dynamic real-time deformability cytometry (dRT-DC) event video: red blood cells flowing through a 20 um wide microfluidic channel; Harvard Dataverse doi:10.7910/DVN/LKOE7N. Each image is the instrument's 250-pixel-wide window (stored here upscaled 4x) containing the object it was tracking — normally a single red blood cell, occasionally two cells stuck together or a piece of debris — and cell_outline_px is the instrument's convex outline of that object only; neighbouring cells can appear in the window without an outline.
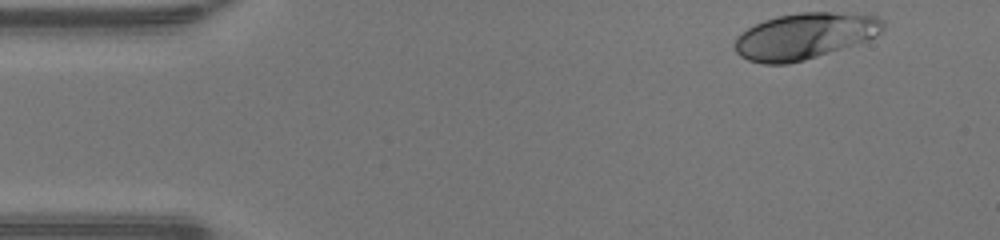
{"species": "human", "species_latin": "Homo sapiens", "temperature_condition": "warm", "stored_images_in_passage": 33, "camera_frame_rate_fps": 3000, "um_per_image_px": 0.085, "donor": {"sex": "male"}, "frame": {"image": 1, "passage_image": 1, "time_ms": 0.0, "image_size_px": [1000, 240], "cell_outline_px": [[884, 28], [880, 32], [864, 40], [804, 60], [788, 64], [764, 64], [748, 60], [740, 56], [736, 52], [736, 36], [740, 32], [764, 20], [776, 16], [800, 12], [832, 12], [876, 16], [884, 20]], "centroid_in_image_um": [68.33, 3.05], "position_along_channel_um": 16.7, "area_um2": 39.3}}
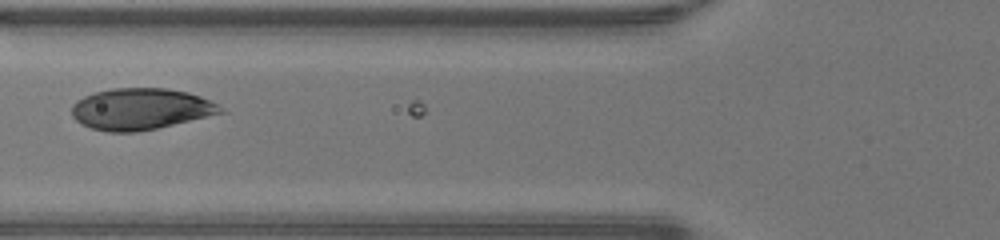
{"frame": {"image": 2, "passage_image": 15, "time_ms": 4.667, "image_size_px": [1000, 240], "cell_outline_px": [[224, 112], [156, 128], [136, 132], [108, 132], [92, 128], [80, 124], [72, 116], [72, 104], [76, 100], [84, 96], [96, 92], [112, 88], [164, 88], [188, 92], [200, 96], [224, 108]], "centroid_in_image_um": [11.91, 9.26], "position_along_channel_um": 113.9, "area_um2": 35.66}}
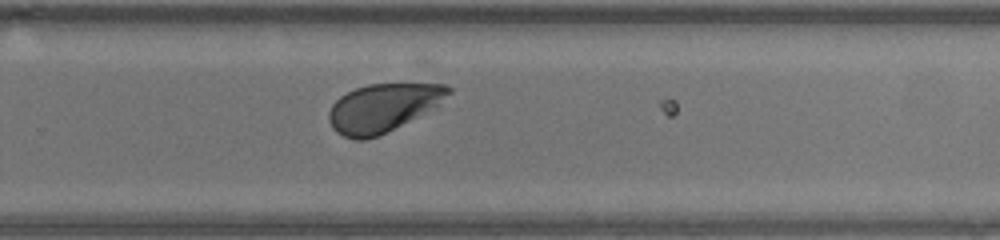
{"frame": {"image": 3, "passage_image": 28, "time_ms": 9.0, "image_size_px": [1000, 240], "cell_outline_px": [[452, 92], [440, 104], [380, 136], [364, 140], [356, 140], [344, 136], [336, 132], [332, 128], [328, 120], [328, 112], [332, 104], [340, 96], [356, 88], [368, 84], [448, 84], [452, 88]], "centroid_in_image_um": [32.54, 9.16], "position_along_channel_um": 297.3, "area_um2": 33.58}}